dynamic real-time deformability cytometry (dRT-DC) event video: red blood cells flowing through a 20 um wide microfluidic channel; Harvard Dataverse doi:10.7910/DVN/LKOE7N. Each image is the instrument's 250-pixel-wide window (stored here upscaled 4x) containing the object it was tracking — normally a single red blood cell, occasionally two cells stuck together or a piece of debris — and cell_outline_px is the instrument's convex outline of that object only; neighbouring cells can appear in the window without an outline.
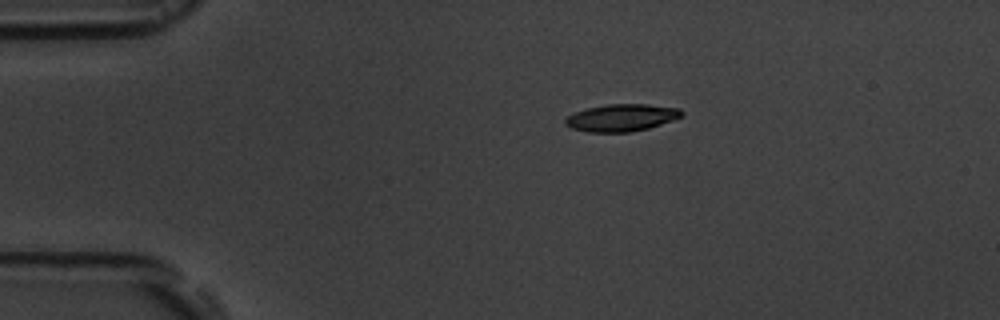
{"species": "common noctule bat (a hibernating species)", "species_latin": "Nyctalus noctula", "temperature_condition": "room temperature", "stored_images_in_passage": 14, "camera_frame_rate_fps": 3000, "um_per_image_px": 0.085, "animal": {"sex": "male", "body_mass_g": 19.5, "forearm_length_mm": 54.6}, "frame": {"image": 1, "passage_image": 1, "time_ms": 0.0, "image_size_px": [1000, 320], "cell_outline_px": [[684, 112], [680, 116], [672, 120], [648, 128], [632, 132], [588, 132], [572, 128], [564, 124], [564, 120], [568, 116], [576, 112], [588, 108], [608, 104], [648, 104], [680, 108]], "centroid_in_image_um": [52.83, 10.0], "position_along_channel_um": 32.2, "area_um2": 18.32}}
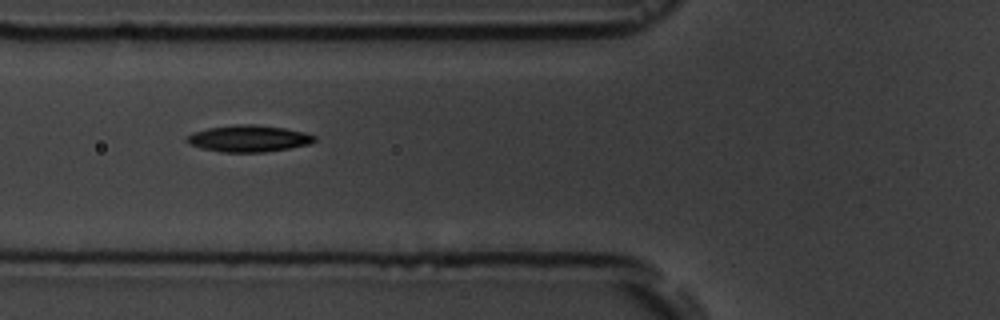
{"frame": {"image": 2, "passage_image": 4, "time_ms": 3.333, "image_size_px": [1000, 320], "cell_outline_px": [[316, 140], [308, 144], [288, 148], [264, 152], [224, 152], [200, 148], [188, 144], [184, 140], [192, 132], [208, 128], [232, 124], [252, 124], [284, 128], [304, 132], [316, 136]], "centroid_in_image_um": [21.09, 11.77], "position_along_channel_um": 104.7, "area_um2": 19.83}}
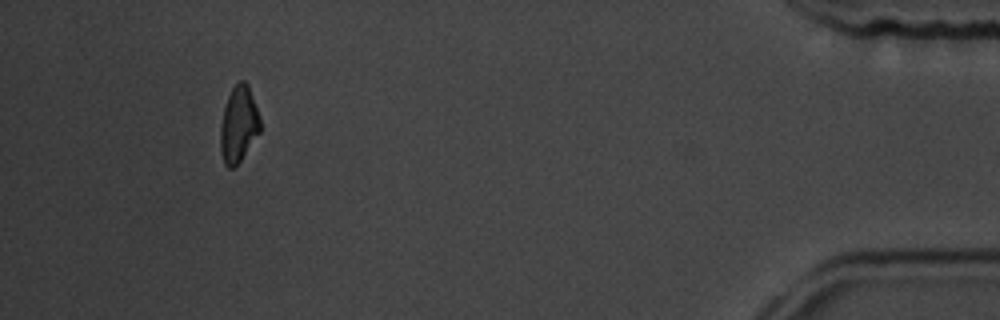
{"frame": {"image": 3, "passage_image": 13, "time_ms": 13.667, "image_size_px": [1000, 320], "cell_outline_px": [[260, 132], [240, 160], [232, 168], [228, 168], [224, 164], [220, 152], [220, 128], [224, 108], [228, 96], [232, 88], [240, 80], [244, 80], [248, 84], [260, 120]], "centroid_in_image_um": [20.26, 10.58], "position_along_channel_um": 414.9, "area_um2": 17.4}, "authors_computed_cell_mechanics": {"area_um2": 18.4382, "velocity_mm_per_s": 3.6443, "shape_relaxation_time_tau1_ms": 6.3929, "shape_relaxation_time_tau2_ms": null, "deformation_change_tau1": 0.1304, "deformation_change_tau2": null}}